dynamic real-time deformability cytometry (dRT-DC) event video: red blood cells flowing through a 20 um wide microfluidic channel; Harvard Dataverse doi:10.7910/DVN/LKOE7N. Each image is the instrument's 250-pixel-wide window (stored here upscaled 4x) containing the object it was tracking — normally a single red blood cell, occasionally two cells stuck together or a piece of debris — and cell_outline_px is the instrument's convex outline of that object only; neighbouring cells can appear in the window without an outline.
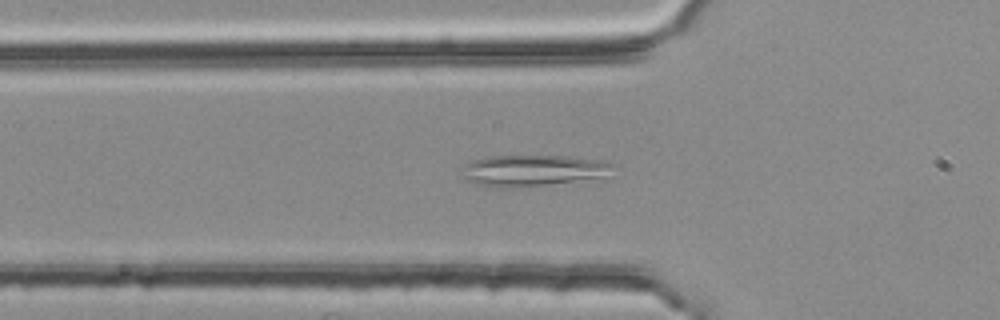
{"species": "common noctule bat (a hibernating species)", "species_latin": "Nyctalus noctula", "temperature_condition": "room temperature", "stored_images_in_passage": 54, "camera_frame_rate_fps": 3000, "um_per_image_px": 0.085, "animal": {"sex": "female", "body_mass_g": 25.1}, "frame": {"image": 1, "passage_image": 18, "time_ms": 5.667, "image_size_px": [1000, 320], "cell_outline_px": [[616, 164], [608, 180], [508, 188], [496, 188], [476, 184], [464, 180], [464, 164], [468, 160], [484, 156], [568, 156], [608, 160]], "centroid_in_image_um": [45.49, 14.51], "position_along_channel_um": 80.3, "area_um2": 29.19}}
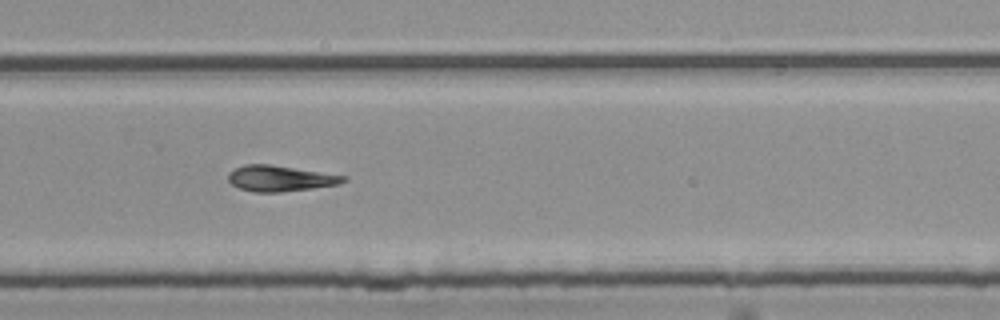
{"frame": {"image": 2, "passage_image": 36, "time_ms": 11.667, "image_size_px": [1000, 320], "cell_outline_px": [[348, 180], [340, 184], [312, 188], [280, 192], [252, 192], [240, 188], [232, 184], [228, 180], [228, 172], [244, 164], [268, 164], [348, 176]], "centroid_in_image_um": [23.82, 15.17], "position_along_channel_um": 306.0, "area_um2": 17.28}}
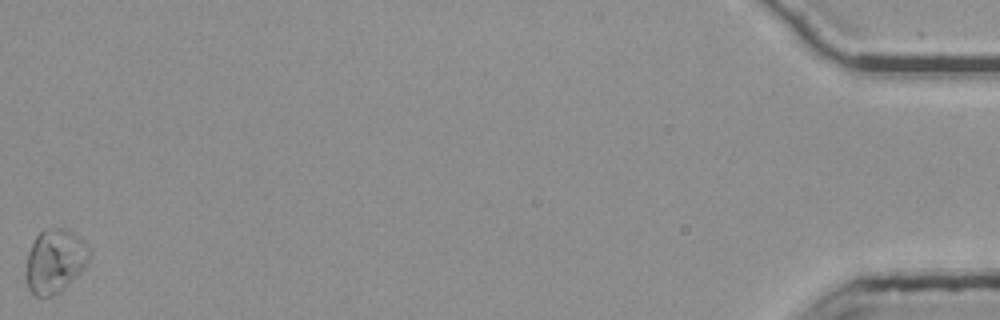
{"frame": {"image": 3, "passage_image": 54, "time_ms": 17.667, "image_size_px": [1000, 320], "cell_outline_px": [[92, 252], [88, 260], [80, 272], [60, 292], [52, 296], [36, 296], [28, 288], [24, 280], [24, 272], [28, 252], [36, 236], [44, 228], [60, 228], [72, 232], [80, 236], [92, 248]], "centroid_in_image_um": [4.66, 22.18], "position_along_channel_um": 430.5, "area_um2": 23.93}, "authors_computed_cell_mechanics": {"area_um2": 19.074, "velocity_mm_per_s": 3.7605, "shape_relaxation_time_tau1_ms": null, "shape_relaxation_time_tau2_ms": 6.4425, "deformation_change_tau1": null, "deformation_change_tau2": 0.129}}